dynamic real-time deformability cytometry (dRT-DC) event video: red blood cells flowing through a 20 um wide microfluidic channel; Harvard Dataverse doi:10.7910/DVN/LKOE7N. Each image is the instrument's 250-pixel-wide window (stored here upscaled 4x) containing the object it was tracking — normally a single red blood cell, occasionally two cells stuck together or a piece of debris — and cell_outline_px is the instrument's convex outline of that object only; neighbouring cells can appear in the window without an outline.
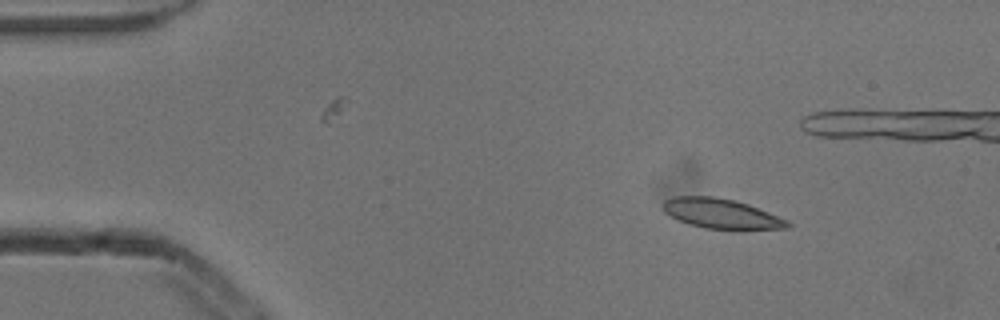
{"species": "common noctule bat (a hibernating species)", "species_latin": "Nyctalus noctula", "temperature_condition": "cold", "stored_images_in_passage": 6, "camera_frame_rate_fps": 3000, "um_per_image_px": 0.085, "animal": {"sex": "male", "body_mass_g": 13.3}, "frame": {"image": 1, "passage_image": 1, "time_ms": 0.0, "image_size_px": [1000, 320], "cell_outline_px": [[792, 224], [788, 228], [740, 232], [704, 228], [688, 224], [664, 212], [660, 204], [664, 200], [676, 196], [712, 196], [732, 200], [748, 204], [788, 220]], "centroid_in_image_um": [61.36, 18.21], "position_along_channel_um": 23.6, "area_um2": 22.43}}
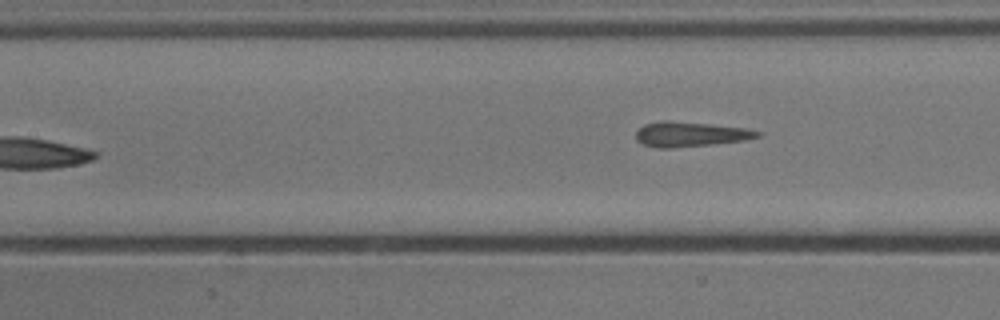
{"frame": {"image": 2, "passage_image": 6, "time_ms": 1.667, "image_size_px": [1000, 320], "cell_outline_px": [[760, 136], [744, 140], [712, 144], [672, 148], [656, 148], [644, 144], [636, 140], [636, 132], [644, 124], [660, 120], [668, 120], [712, 124], [748, 128], [760, 132]], "centroid_in_image_um": [58.65, 11.4], "position_along_channel_um": 148.8, "area_um2": 17.69}}